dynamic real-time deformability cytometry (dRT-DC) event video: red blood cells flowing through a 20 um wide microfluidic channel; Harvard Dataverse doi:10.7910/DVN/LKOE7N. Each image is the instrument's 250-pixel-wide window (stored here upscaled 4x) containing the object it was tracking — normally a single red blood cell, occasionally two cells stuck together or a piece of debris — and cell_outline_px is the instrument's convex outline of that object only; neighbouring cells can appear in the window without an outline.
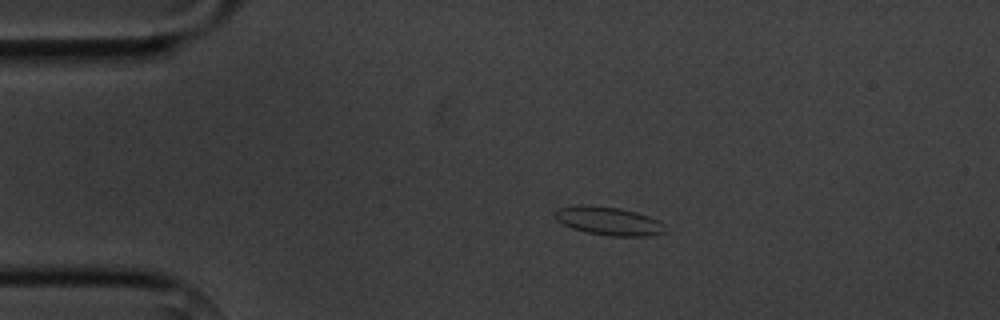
{"species": "common noctule bat (a hibernating species)", "species_latin": "Nyctalus noctula", "temperature_condition": "cold", "stored_images_in_passage": 9, "camera_frame_rate_fps": 3000, "um_per_image_px": 0.085, "animal": {"sex": "male", "body_mass_g": 20.1, "forearm_length_mm": 53.5}, "frame": {"image": 1, "passage_image": 3, "time_ms": 2.333, "image_size_px": [1000, 320], "cell_outline_px": [[664, 232], [648, 236], [612, 236], [588, 232], [572, 228], [556, 220], [552, 216], [560, 208], [580, 204], [588, 204], [620, 208], [636, 212], [648, 216], [664, 224]], "centroid_in_image_um": [51.7, 18.77], "position_along_channel_um": 33.3, "area_um2": 18.09}}
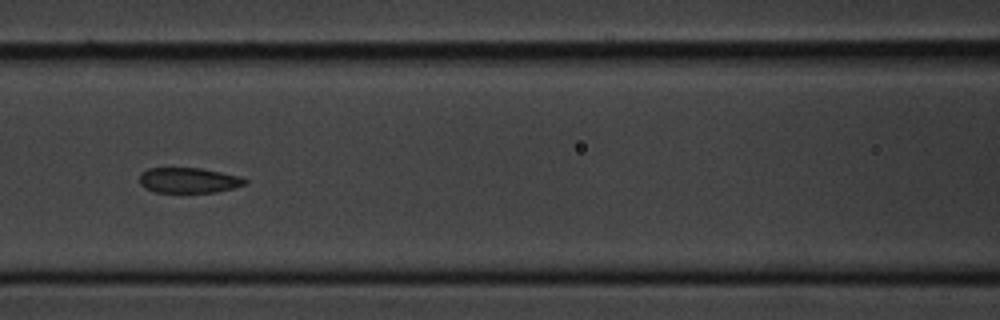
{"frame": {"image": 2, "passage_image": 7, "time_ms": 6.667, "image_size_px": [1000, 320], "cell_outline_px": [[248, 184], [216, 192], [156, 192], [144, 188], [140, 184], [140, 172], [148, 168], [200, 168], [240, 176], [248, 180]], "centroid_in_image_um": [16.03, 15.32], "position_along_channel_um": 150.6, "area_um2": 15.61}}
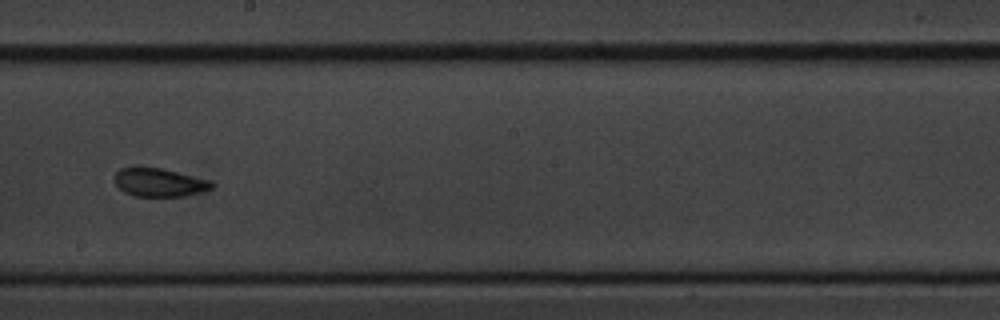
{"frame": {"image": 3, "passage_image": 9, "time_ms": 9.0, "image_size_px": [1000, 320], "cell_outline_px": [[216, 184], [212, 188], [200, 192], [184, 196], [132, 196], [124, 192], [112, 180], [112, 176], [120, 168], [160, 168], [212, 180]], "centroid_in_image_um": [13.54, 15.51], "position_along_channel_um": 234.7, "area_um2": 16.13}}